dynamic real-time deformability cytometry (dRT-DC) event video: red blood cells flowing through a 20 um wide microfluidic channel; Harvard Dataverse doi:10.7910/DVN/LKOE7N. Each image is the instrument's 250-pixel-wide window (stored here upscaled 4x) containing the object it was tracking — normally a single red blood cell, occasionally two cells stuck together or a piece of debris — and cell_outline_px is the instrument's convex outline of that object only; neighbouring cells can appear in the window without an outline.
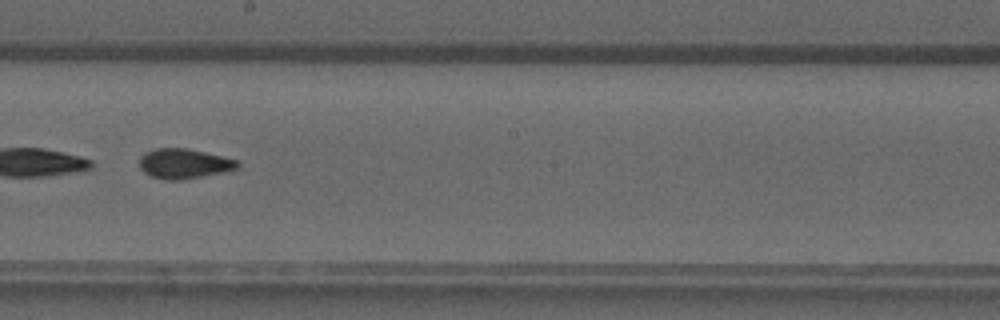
{"species": "common noctule bat (a hibernating species)", "species_latin": "Nyctalus noctula", "temperature_condition": "warm", "stored_images_in_passage": 47, "camera_frame_rate_fps": 3000, "um_per_image_px": 0.085, "animal": {"sex": "male", "forearm_length_mm": 52.5}, "frame": {"image": 1, "passage_image": 27, "time_ms": 8.667, "image_size_px": [1000, 320], "cell_outline_px": [[240, 168], [180, 180], [164, 180], [152, 176], [144, 172], [140, 168], [140, 156], [144, 152], [156, 148], [184, 148], [204, 152], [240, 160]], "centroid_in_image_um": [15.64, 13.9], "position_along_channel_um": 232.6, "area_um2": 16.99}}